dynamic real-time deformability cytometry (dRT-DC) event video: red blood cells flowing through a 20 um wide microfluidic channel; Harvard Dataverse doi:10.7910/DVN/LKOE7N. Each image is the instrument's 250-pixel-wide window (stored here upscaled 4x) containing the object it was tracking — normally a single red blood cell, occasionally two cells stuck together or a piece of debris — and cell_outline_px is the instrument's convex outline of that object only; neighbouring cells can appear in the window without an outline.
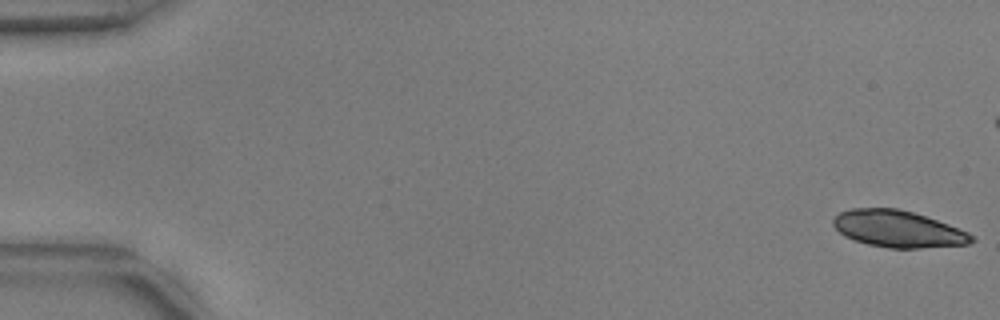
{"species": "common noctule bat (a hibernating species)", "species_latin": "Nyctalus noctula", "temperature_condition": "warm", "stored_images_in_passage": 55, "camera_frame_rate_fps": 3000, "um_per_image_px": 0.085, "animal": {"sex": "male", "body_mass_g": 17.9, "forearm_length_mm": 54.2}, "frame": {"image": 1, "passage_image": 1, "time_ms": 0.0, "image_size_px": [1000, 320], "cell_outline_px": [[976, 240], [968, 244], [920, 248], [888, 248], [868, 244], [844, 236], [832, 224], [832, 220], [840, 212], [852, 208], [896, 208], [912, 212], [948, 224], [968, 232], [976, 236]], "centroid_in_image_um": [76.35, 19.46], "position_along_channel_um": 8.7, "area_um2": 29.48}}
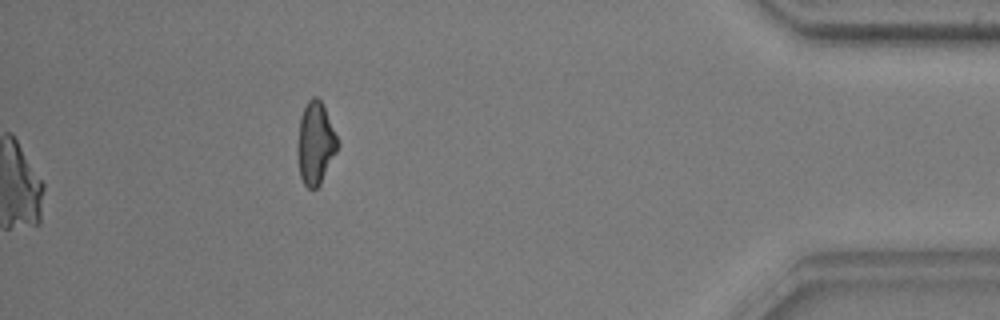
{"frame": {"image": 2, "passage_image": 55, "time_ms": 18.0, "image_size_px": [1000, 320], "cell_outline_px": [[340, 144], [320, 184], [316, 188], [308, 188], [304, 184], [300, 176], [296, 152], [296, 144], [300, 116], [308, 100], [312, 96], [316, 96], [320, 100], [324, 108]], "centroid_in_image_um": [26.78, 12.18], "position_along_channel_um": 408.4, "area_um2": 19.25}}